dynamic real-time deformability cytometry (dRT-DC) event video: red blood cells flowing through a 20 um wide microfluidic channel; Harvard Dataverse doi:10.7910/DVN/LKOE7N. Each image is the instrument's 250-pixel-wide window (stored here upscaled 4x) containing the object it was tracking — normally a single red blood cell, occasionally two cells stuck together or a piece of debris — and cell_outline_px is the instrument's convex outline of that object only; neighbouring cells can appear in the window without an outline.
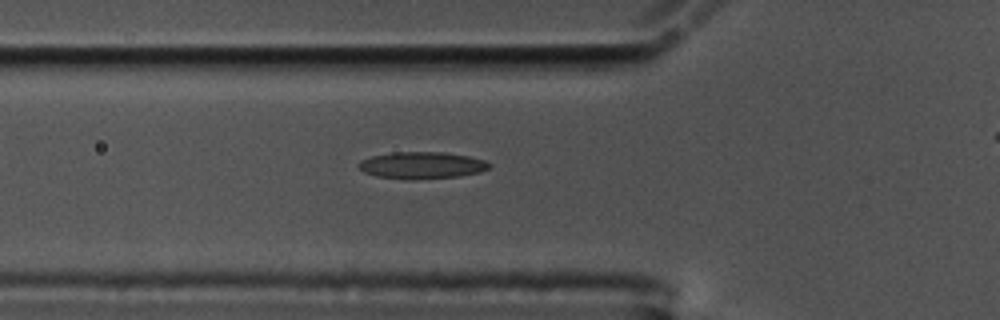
{"species": "common noctule bat (a hibernating species)", "species_latin": "Nyctalus noctula", "temperature_condition": "cold", "stored_images_in_passage": 33, "camera_frame_rate_fps": 3000, "um_per_image_px": 0.085, "animal": {"sex": "male", "body_mass_g": 17.5, "forearm_length_mm": 52.3}, "frame": {"image": 1, "passage_image": 3, "time_ms": 0.667, "image_size_px": [1000, 320], "cell_outline_px": [[492, 164], [488, 168], [480, 172], [460, 176], [376, 176], [364, 172], [356, 164], [360, 160], [372, 156], [396, 152], [444, 152], [468, 156], [484, 160]], "centroid_in_image_um": [35.88, 13.99], "position_along_channel_um": 89.9, "area_um2": 19.25}}
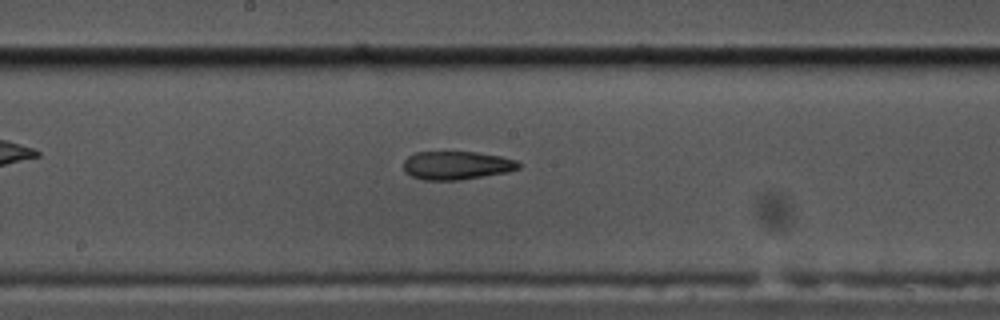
{"frame": {"image": 2, "passage_image": 13, "time_ms": 4.0, "image_size_px": [1000, 320], "cell_outline_px": [[520, 168], [508, 172], [460, 180], [424, 180], [412, 176], [404, 172], [404, 160], [408, 156], [416, 152], [476, 152], [500, 156], [516, 160], [520, 164]], "centroid_in_image_um": [38.81, 14.06], "position_along_channel_um": 209.4, "area_um2": 19.07}}
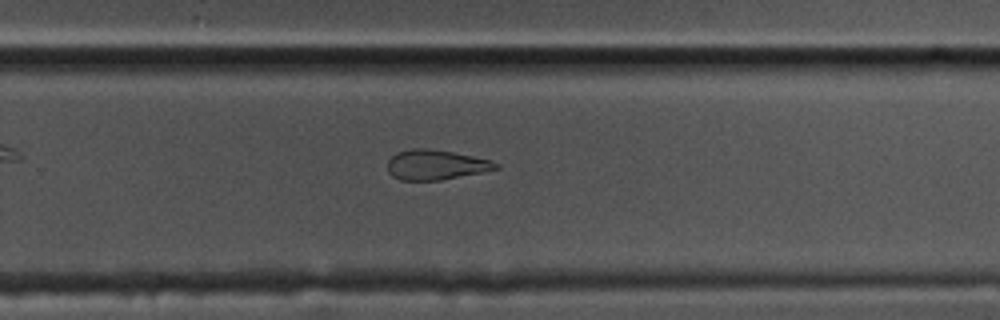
{"frame": {"image": 3, "passage_image": 20, "time_ms": 6.333, "image_size_px": [1000, 320], "cell_outline_px": [[500, 168], [440, 180], [400, 180], [392, 176], [388, 172], [388, 160], [396, 152], [412, 148], [428, 148], [452, 152], [492, 160], [500, 164]], "centroid_in_image_um": [37.02, 14.0], "position_along_channel_um": 292.8, "area_um2": 18.84}}